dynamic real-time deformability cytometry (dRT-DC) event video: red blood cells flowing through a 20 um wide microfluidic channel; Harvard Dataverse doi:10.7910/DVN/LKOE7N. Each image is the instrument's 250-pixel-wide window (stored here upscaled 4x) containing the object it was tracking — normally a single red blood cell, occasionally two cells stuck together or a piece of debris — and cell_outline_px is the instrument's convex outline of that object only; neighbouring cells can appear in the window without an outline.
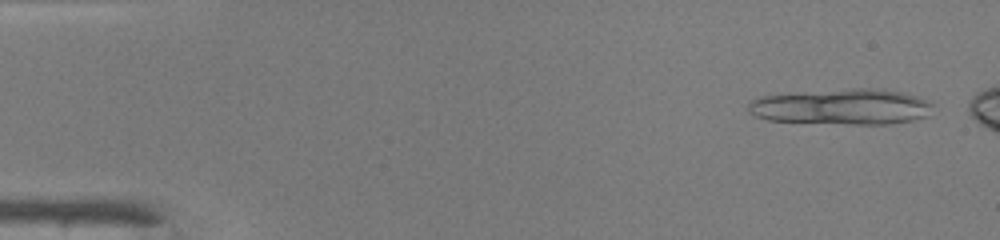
{"species": "common noctule bat (a hibernating species)", "species_latin": "Nyctalus noctula", "temperature_condition": "warm", "stored_images_in_passage": 14, "camera_frame_rate_fps": 3000, "um_per_image_px": 0.085, "animal": {"sex": "male", "body_mass_g": 19.0, "forearm_length_mm": 50.8}, "frame": {"image": 1, "passage_image": 3, "time_ms": 0.667, "image_size_px": [1000, 240], "cell_outline_px": [[932, 104], [928, 116], [912, 120], [888, 124], [856, 124], [768, 120], [756, 116], [748, 112], [748, 104], [752, 100], [760, 96], [852, 88], [884, 88], [900, 92], [924, 100]], "centroid_in_image_um": [71.54, 9.07], "position_along_channel_um": 13.5, "area_um2": 37.97}}